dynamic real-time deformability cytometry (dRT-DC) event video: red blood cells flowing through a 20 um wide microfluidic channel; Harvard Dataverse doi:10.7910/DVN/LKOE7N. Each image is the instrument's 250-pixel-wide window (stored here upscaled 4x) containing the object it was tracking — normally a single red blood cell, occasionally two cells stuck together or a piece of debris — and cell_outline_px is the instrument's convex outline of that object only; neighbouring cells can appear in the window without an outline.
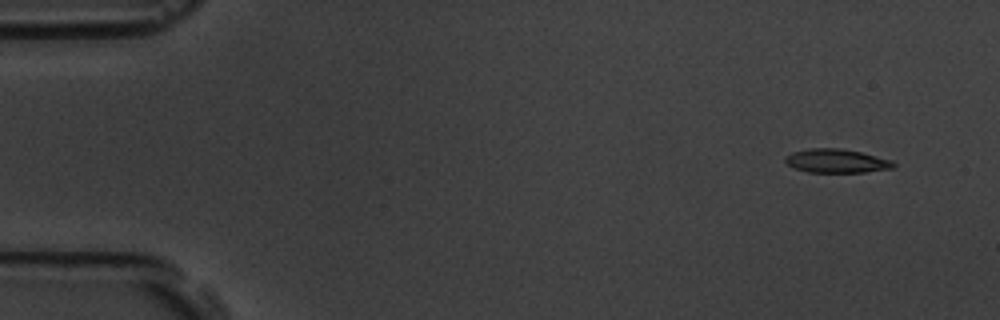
{"species": "common noctule bat (a hibernating species)", "species_latin": "Nyctalus noctula", "temperature_condition": "room temperature", "stored_images_in_passage": 16, "camera_frame_rate_fps": 3000, "um_per_image_px": 0.085, "animal": {"sex": "male", "body_mass_g": 19.5, "forearm_length_mm": 54.6}, "frame": {"image": 1, "passage_image": 1, "time_ms": 0.0, "image_size_px": [1000, 320], "cell_outline_px": [[896, 164], [892, 168], [864, 172], [808, 172], [792, 168], [784, 160], [784, 156], [792, 152], [808, 148], [840, 148], [860, 152], [892, 160]], "centroid_in_image_um": [71.05, 13.67], "position_along_channel_um": 13.9, "area_um2": 15.03}}
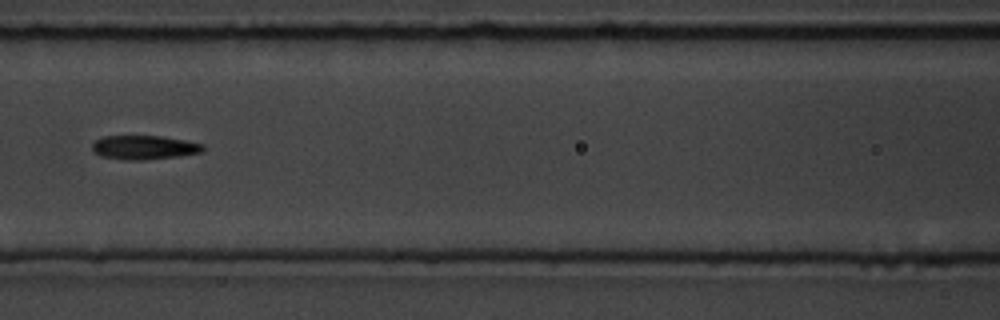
{"frame": {"image": 2, "passage_image": 7, "time_ms": 7.0, "image_size_px": [1000, 320], "cell_outline_px": [[204, 148], [200, 152], [180, 156], [144, 160], [124, 160], [100, 156], [92, 148], [92, 144], [96, 140], [104, 136], [160, 136], [184, 140], [204, 144]], "centroid_in_image_um": [12.25, 12.53], "position_along_channel_um": 154.4, "area_um2": 15.43}}
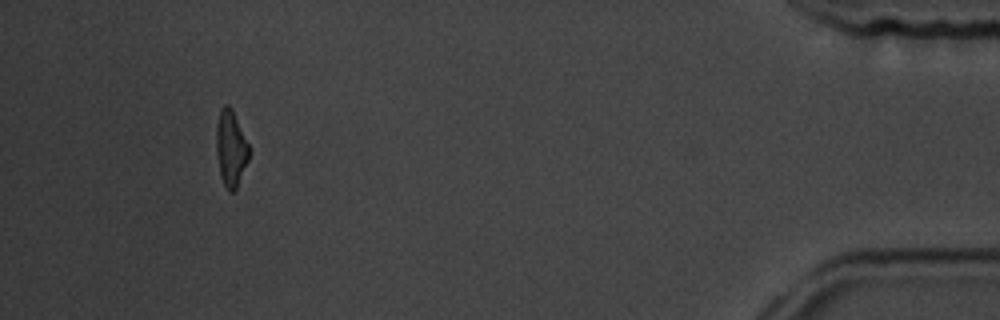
{"frame": {"image": 3, "passage_image": 15, "time_ms": 16.0, "image_size_px": [1000, 320], "cell_outline_px": [[248, 160], [236, 188], [232, 192], [228, 192], [220, 176], [216, 152], [216, 124], [220, 108], [224, 104], [228, 104], [232, 108], [248, 144]], "centroid_in_image_um": [19.59, 12.58], "position_along_channel_um": 415.6, "area_um2": 14.45}, "authors_computed_cell_mechanics": {"area_um2": 15.5482, "velocity_mm_per_s": 3.6703, "shape_relaxation_time_tau1_ms": 5.8909, "shape_relaxation_time_tau2_ms": 2.6218, "deformation_change_tau1": 0.1731, "deformation_change_tau2": 0.1095}}